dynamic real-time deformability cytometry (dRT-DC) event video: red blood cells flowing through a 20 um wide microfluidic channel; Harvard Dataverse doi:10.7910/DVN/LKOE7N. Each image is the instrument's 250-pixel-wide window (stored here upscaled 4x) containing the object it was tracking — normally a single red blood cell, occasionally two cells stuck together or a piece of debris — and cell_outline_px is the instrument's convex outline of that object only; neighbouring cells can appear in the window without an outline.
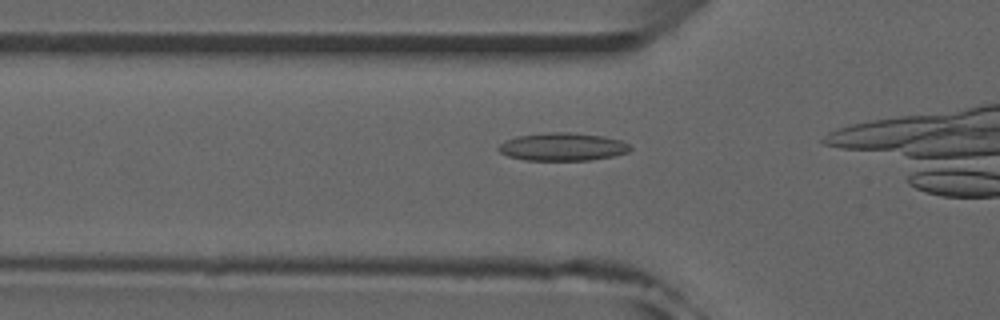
{"species": "common noctule bat (a hibernating species)", "species_latin": "Nyctalus noctula", "temperature_condition": "room temperature", "stored_images_in_passage": 15, "camera_frame_rate_fps": 3000, "um_per_image_px": 0.085, "animal": {"sex": "male", "forearm_length_mm": 52.5}, "frame": {"image": 1, "passage_image": 11, "time_ms": 3.333, "image_size_px": [1000, 320], "cell_outline_px": [[632, 148], [628, 152], [612, 156], [588, 160], [524, 160], [508, 156], [500, 152], [496, 148], [504, 140], [516, 136], [548, 132], [568, 132], [604, 136], [620, 140], [628, 144]], "centroid_in_image_um": [47.78, 12.47], "position_along_channel_um": 78.0, "area_um2": 21.44}}